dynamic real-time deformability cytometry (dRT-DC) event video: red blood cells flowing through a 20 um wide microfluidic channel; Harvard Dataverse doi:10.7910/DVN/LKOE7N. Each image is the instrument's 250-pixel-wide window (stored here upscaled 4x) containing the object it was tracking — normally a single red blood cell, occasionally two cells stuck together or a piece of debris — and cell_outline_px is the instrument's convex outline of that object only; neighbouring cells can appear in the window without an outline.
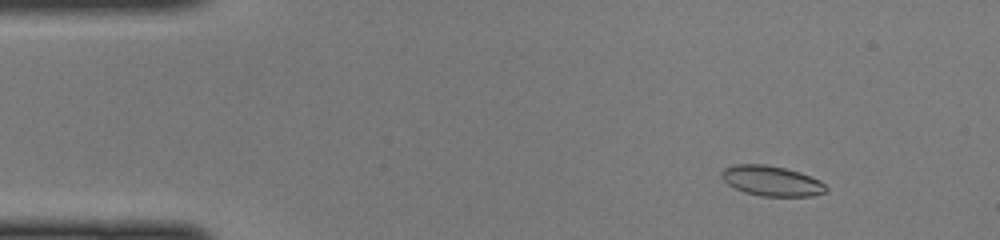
{"species": "common noctule bat (a hibernating species)", "species_latin": "Nyctalus noctula", "temperature_condition": "cold", "stored_images_in_passage": 48, "camera_frame_rate_fps": 3000, "um_per_image_px": 0.085, "animal": {"sex": "female", "body_mass_g": 22.0, "forearm_length_mm": 56.7}, "frame": {"image": 1, "passage_image": 6, "time_ms": 1.667, "image_size_px": [1000, 240], "cell_outline_px": [[828, 188], [824, 192], [812, 196], [760, 196], [744, 192], [728, 184], [720, 176], [720, 172], [724, 168], [732, 164], [764, 164], [784, 168], [800, 172], [820, 180]], "centroid_in_image_um": [65.56, 15.37], "position_along_channel_um": 19.4, "area_um2": 18.38}}
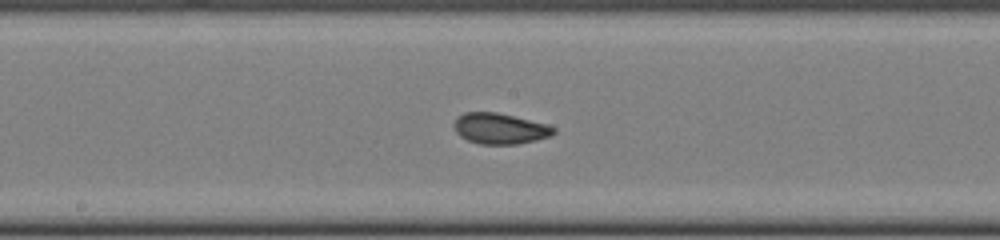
{"frame": {"image": 2, "passage_image": 25, "time_ms": 8.0, "image_size_px": [1000, 240], "cell_outline_px": [[556, 132], [552, 136], [536, 140], [516, 144], [480, 144], [468, 140], [460, 136], [456, 132], [452, 124], [456, 116], [464, 112], [496, 112], [548, 124], [556, 128]], "centroid_in_image_um": [42.48, 10.92], "position_along_channel_um": 205.7, "area_um2": 18.09}}
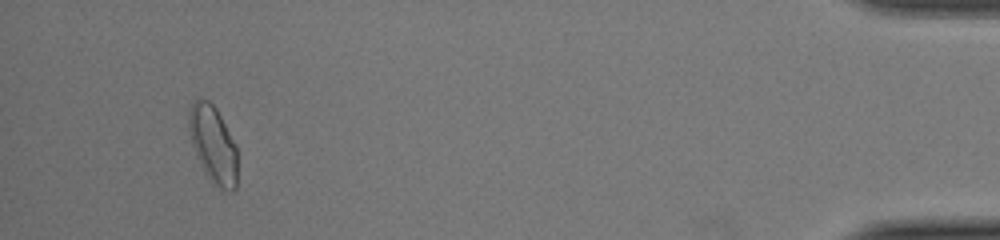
{"frame": {"image": 3, "passage_image": 45, "time_ms": 14.667, "image_size_px": [1000, 240], "cell_outline_px": [[236, 188], [232, 192], [220, 192], [212, 184], [204, 172], [196, 156], [192, 144], [188, 128], [188, 112], [192, 100], [196, 96], [200, 96], [208, 100], [216, 108], [236, 144]], "centroid_in_image_um": [18.09, 12.28], "position_along_channel_um": 417.1, "area_um2": 22.48}}